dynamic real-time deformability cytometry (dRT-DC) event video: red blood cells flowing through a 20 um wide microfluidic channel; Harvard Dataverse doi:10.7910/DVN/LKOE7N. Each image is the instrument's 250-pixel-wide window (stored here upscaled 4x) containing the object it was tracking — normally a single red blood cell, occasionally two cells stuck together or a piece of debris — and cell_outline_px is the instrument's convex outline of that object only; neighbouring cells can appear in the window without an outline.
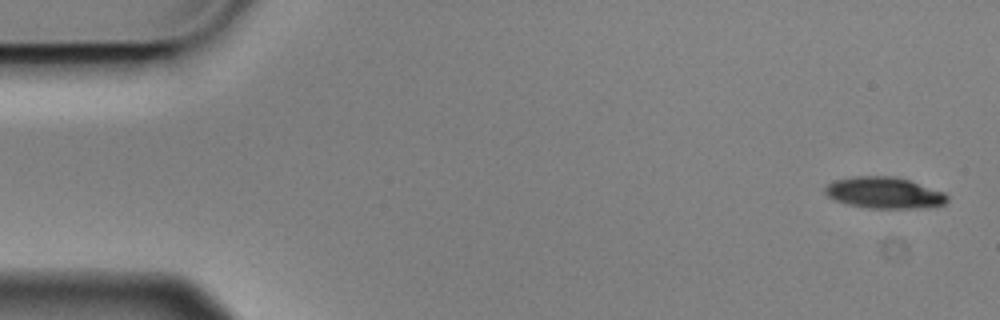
{"species": "Egyptian fruit bat (a non-hibernating species)", "species_latin": "Rousettus aegyptiacus", "temperature_condition": "cold", "stored_images_in_passage": 4, "camera_frame_rate_fps": 3000, "um_per_image_px": 0.085, "animal": {"sex": "male"}, "frame": {"image": 1, "passage_image": 1, "time_ms": 0.0, "image_size_px": [1000, 320], "cell_outline_px": [[948, 200], [944, 204], [936, 208], [868, 208], [848, 204], [836, 200], [828, 196], [824, 192], [824, 188], [832, 180], [852, 176], [896, 176], [944, 192], [948, 196]], "centroid_in_image_um": [75.17, 16.39], "position_along_channel_um": 9.8, "area_um2": 22.54}}
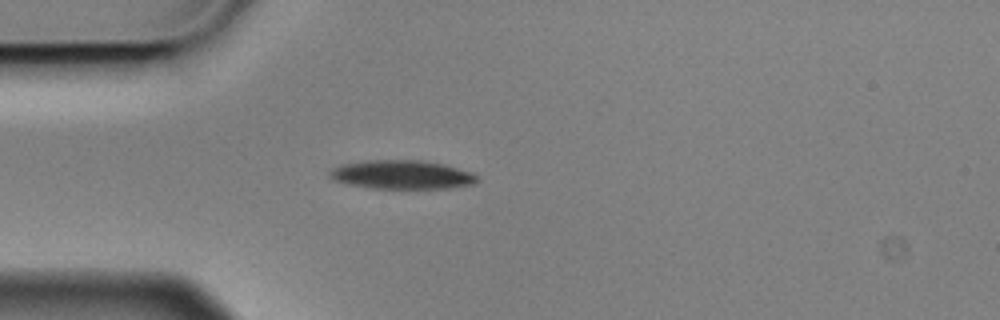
{"frame": {"image": 2, "passage_image": 4, "time_ms": 1.0, "image_size_px": [1000, 320], "cell_outline_px": [[476, 180], [472, 184], [448, 188], [372, 188], [352, 184], [336, 180], [328, 176], [328, 172], [332, 168], [340, 164], [360, 160], [424, 160], [444, 164], [472, 172], [476, 176]], "centroid_in_image_um": [34.12, 14.82], "position_along_channel_um": 50.9, "area_um2": 24.62}}